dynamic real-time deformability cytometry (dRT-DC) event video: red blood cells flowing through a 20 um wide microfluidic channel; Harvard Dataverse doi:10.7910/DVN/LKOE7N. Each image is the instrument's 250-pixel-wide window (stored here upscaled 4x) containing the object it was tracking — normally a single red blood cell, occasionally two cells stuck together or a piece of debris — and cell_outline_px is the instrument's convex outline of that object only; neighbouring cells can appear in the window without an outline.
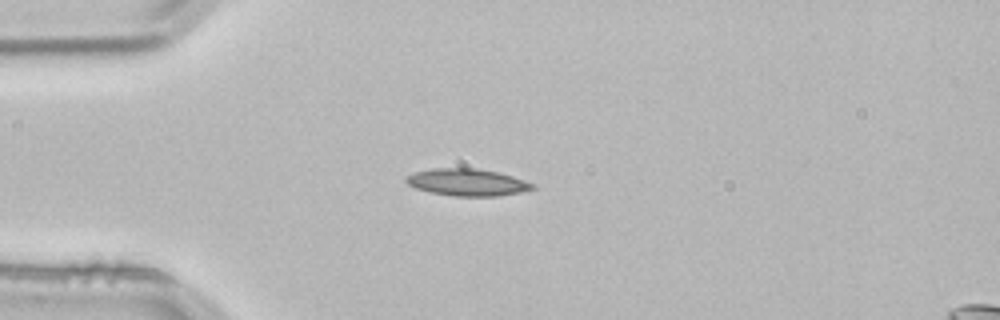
{"species": "common noctule bat (a hibernating species)", "species_latin": "Nyctalus noctula", "temperature_condition": "room temperature", "stored_images_in_passage": 2, "camera_frame_rate_fps": 3000, "um_per_image_px": 0.085, "animal": {"sex": "male", "body_mass_g": 21.5, "forearm_length_mm": 52.0}, "frame": {"image": 1, "passage_image": 2, "time_ms": 0.333, "image_size_px": [1000, 320], "cell_outline_px": [[536, 188], [520, 192], [496, 196], [456, 196], [432, 192], [416, 188], [408, 184], [404, 180], [408, 176], [416, 172], [432, 168], [476, 168], [496, 172], [512, 176], [532, 184]], "centroid_in_image_um": [39.7, 15.49], "position_along_channel_um": 45.3, "area_um2": 19.54}}